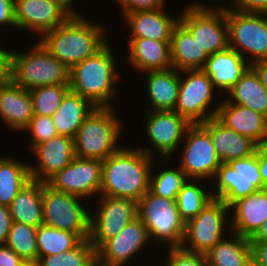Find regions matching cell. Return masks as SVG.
<instances>
[{
	"mask_svg": "<svg viewBox=\"0 0 267 266\" xmlns=\"http://www.w3.org/2000/svg\"><path fill=\"white\" fill-rule=\"evenodd\" d=\"M110 44L70 69V90L95 107H113L112 101L118 93L115 91L121 75Z\"/></svg>",
	"mask_w": 267,
	"mask_h": 266,
	"instance_id": "3957f363",
	"label": "cell"
},
{
	"mask_svg": "<svg viewBox=\"0 0 267 266\" xmlns=\"http://www.w3.org/2000/svg\"><path fill=\"white\" fill-rule=\"evenodd\" d=\"M106 26L75 12L65 23L39 37L41 45L69 69L95 55L109 41Z\"/></svg>",
	"mask_w": 267,
	"mask_h": 266,
	"instance_id": "6da1fadb",
	"label": "cell"
},
{
	"mask_svg": "<svg viewBox=\"0 0 267 266\" xmlns=\"http://www.w3.org/2000/svg\"><path fill=\"white\" fill-rule=\"evenodd\" d=\"M92 266H106V265L100 264L98 261H96Z\"/></svg>",
	"mask_w": 267,
	"mask_h": 266,
	"instance_id": "db71d44e",
	"label": "cell"
},
{
	"mask_svg": "<svg viewBox=\"0 0 267 266\" xmlns=\"http://www.w3.org/2000/svg\"><path fill=\"white\" fill-rule=\"evenodd\" d=\"M179 22L209 55L229 47L225 5L210 8L202 1L193 2L180 12Z\"/></svg>",
	"mask_w": 267,
	"mask_h": 266,
	"instance_id": "ba28073f",
	"label": "cell"
},
{
	"mask_svg": "<svg viewBox=\"0 0 267 266\" xmlns=\"http://www.w3.org/2000/svg\"><path fill=\"white\" fill-rule=\"evenodd\" d=\"M213 180V198L223 200L229 207L254 191L264 189L259 172L258 148L251 156L222 163Z\"/></svg>",
	"mask_w": 267,
	"mask_h": 266,
	"instance_id": "8fae6325",
	"label": "cell"
},
{
	"mask_svg": "<svg viewBox=\"0 0 267 266\" xmlns=\"http://www.w3.org/2000/svg\"><path fill=\"white\" fill-rule=\"evenodd\" d=\"M250 67L236 50H225L210 54L202 70L210 77L217 93L228 92Z\"/></svg>",
	"mask_w": 267,
	"mask_h": 266,
	"instance_id": "cb8c5ba5",
	"label": "cell"
},
{
	"mask_svg": "<svg viewBox=\"0 0 267 266\" xmlns=\"http://www.w3.org/2000/svg\"><path fill=\"white\" fill-rule=\"evenodd\" d=\"M250 241H267V219L258 231L249 239Z\"/></svg>",
	"mask_w": 267,
	"mask_h": 266,
	"instance_id": "816d5d0a",
	"label": "cell"
},
{
	"mask_svg": "<svg viewBox=\"0 0 267 266\" xmlns=\"http://www.w3.org/2000/svg\"><path fill=\"white\" fill-rule=\"evenodd\" d=\"M200 125L210 134L214 149L222 163L251 156L259 147L250 138L226 128L215 117Z\"/></svg>",
	"mask_w": 267,
	"mask_h": 266,
	"instance_id": "d4e9b609",
	"label": "cell"
},
{
	"mask_svg": "<svg viewBox=\"0 0 267 266\" xmlns=\"http://www.w3.org/2000/svg\"><path fill=\"white\" fill-rule=\"evenodd\" d=\"M75 12L66 0H14L16 28L40 37L65 23Z\"/></svg>",
	"mask_w": 267,
	"mask_h": 266,
	"instance_id": "2e32d148",
	"label": "cell"
},
{
	"mask_svg": "<svg viewBox=\"0 0 267 266\" xmlns=\"http://www.w3.org/2000/svg\"><path fill=\"white\" fill-rule=\"evenodd\" d=\"M30 181L29 165L25 161L0 156V205L9 207L18 192Z\"/></svg>",
	"mask_w": 267,
	"mask_h": 266,
	"instance_id": "d6a6232c",
	"label": "cell"
},
{
	"mask_svg": "<svg viewBox=\"0 0 267 266\" xmlns=\"http://www.w3.org/2000/svg\"><path fill=\"white\" fill-rule=\"evenodd\" d=\"M9 208L13 222L35 228L43 224L42 182L31 180L18 192Z\"/></svg>",
	"mask_w": 267,
	"mask_h": 266,
	"instance_id": "1f68e13d",
	"label": "cell"
},
{
	"mask_svg": "<svg viewBox=\"0 0 267 266\" xmlns=\"http://www.w3.org/2000/svg\"><path fill=\"white\" fill-rule=\"evenodd\" d=\"M121 5L122 15L137 11L155 10L166 6V0H116Z\"/></svg>",
	"mask_w": 267,
	"mask_h": 266,
	"instance_id": "b9f144b4",
	"label": "cell"
},
{
	"mask_svg": "<svg viewBox=\"0 0 267 266\" xmlns=\"http://www.w3.org/2000/svg\"><path fill=\"white\" fill-rule=\"evenodd\" d=\"M177 168L159 169L158 174H150L149 190L157 196L176 200L178 193L189 179L185 173Z\"/></svg>",
	"mask_w": 267,
	"mask_h": 266,
	"instance_id": "f35d334b",
	"label": "cell"
},
{
	"mask_svg": "<svg viewBox=\"0 0 267 266\" xmlns=\"http://www.w3.org/2000/svg\"><path fill=\"white\" fill-rule=\"evenodd\" d=\"M11 26L16 29L14 20V0H0V26Z\"/></svg>",
	"mask_w": 267,
	"mask_h": 266,
	"instance_id": "bcb514c9",
	"label": "cell"
},
{
	"mask_svg": "<svg viewBox=\"0 0 267 266\" xmlns=\"http://www.w3.org/2000/svg\"><path fill=\"white\" fill-rule=\"evenodd\" d=\"M145 112L143 128L150 145L153 147L147 146V148L142 149L138 146L137 148L153 158L157 152L161 164L166 165L173 155L179 151L177 148H181L180 143L183 142L186 131L192 124L175 110H146ZM152 148L155 153H153Z\"/></svg>",
	"mask_w": 267,
	"mask_h": 266,
	"instance_id": "4fadbf2b",
	"label": "cell"
},
{
	"mask_svg": "<svg viewBox=\"0 0 267 266\" xmlns=\"http://www.w3.org/2000/svg\"><path fill=\"white\" fill-rule=\"evenodd\" d=\"M37 228L18 222H12L7 240L4 243L10 247L30 266H33L38 260Z\"/></svg>",
	"mask_w": 267,
	"mask_h": 266,
	"instance_id": "d590c367",
	"label": "cell"
},
{
	"mask_svg": "<svg viewBox=\"0 0 267 266\" xmlns=\"http://www.w3.org/2000/svg\"><path fill=\"white\" fill-rule=\"evenodd\" d=\"M82 200V201H81ZM85 199L54 190L42 182L43 224L89 239L91 209ZM85 205V206H84Z\"/></svg>",
	"mask_w": 267,
	"mask_h": 266,
	"instance_id": "52a82bcc",
	"label": "cell"
},
{
	"mask_svg": "<svg viewBox=\"0 0 267 266\" xmlns=\"http://www.w3.org/2000/svg\"><path fill=\"white\" fill-rule=\"evenodd\" d=\"M0 266H30L10 247L0 244Z\"/></svg>",
	"mask_w": 267,
	"mask_h": 266,
	"instance_id": "ee69618b",
	"label": "cell"
},
{
	"mask_svg": "<svg viewBox=\"0 0 267 266\" xmlns=\"http://www.w3.org/2000/svg\"><path fill=\"white\" fill-rule=\"evenodd\" d=\"M229 47L252 65L267 60V14L245 13L226 7Z\"/></svg>",
	"mask_w": 267,
	"mask_h": 266,
	"instance_id": "30bf717a",
	"label": "cell"
},
{
	"mask_svg": "<svg viewBox=\"0 0 267 266\" xmlns=\"http://www.w3.org/2000/svg\"><path fill=\"white\" fill-rule=\"evenodd\" d=\"M150 241L147 228L137 217L96 251L97 261L106 266H125Z\"/></svg>",
	"mask_w": 267,
	"mask_h": 266,
	"instance_id": "ac0fdd59",
	"label": "cell"
},
{
	"mask_svg": "<svg viewBox=\"0 0 267 266\" xmlns=\"http://www.w3.org/2000/svg\"><path fill=\"white\" fill-rule=\"evenodd\" d=\"M137 217L147 228L151 241L167 247L181 246L185 222L180 218L176 200L154 195L149 190L137 202Z\"/></svg>",
	"mask_w": 267,
	"mask_h": 266,
	"instance_id": "8992f818",
	"label": "cell"
},
{
	"mask_svg": "<svg viewBox=\"0 0 267 266\" xmlns=\"http://www.w3.org/2000/svg\"><path fill=\"white\" fill-rule=\"evenodd\" d=\"M8 77V50L0 46V82Z\"/></svg>",
	"mask_w": 267,
	"mask_h": 266,
	"instance_id": "f907efd6",
	"label": "cell"
},
{
	"mask_svg": "<svg viewBox=\"0 0 267 266\" xmlns=\"http://www.w3.org/2000/svg\"><path fill=\"white\" fill-rule=\"evenodd\" d=\"M78 1V0H77ZM66 2L76 11V12H78V9H76V8H74L73 7V3L75 2L76 3V1L75 0H66Z\"/></svg>",
	"mask_w": 267,
	"mask_h": 266,
	"instance_id": "f5cc1de1",
	"label": "cell"
},
{
	"mask_svg": "<svg viewBox=\"0 0 267 266\" xmlns=\"http://www.w3.org/2000/svg\"><path fill=\"white\" fill-rule=\"evenodd\" d=\"M226 7L245 13L267 14V0H230Z\"/></svg>",
	"mask_w": 267,
	"mask_h": 266,
	"instance_id": "7bdbcfd3",
	"label": "cell"
},
{
	"mask_svg": "<svg viewBox=\"0 0 267 266\" xmlns=\"http://www.w3.org/2000/svg\"><path fill=\"white\" fill-rule=\"evenodd\" d=\"M250 67L257 73L260 82L267 90V60H260L253 63Z\"/></svg>",
	"mask_w": 267,
	"mask_h": 266,
	"instance_id": "681fc988",
	"label": "cell"
},
{
	"mask_svg": "<svg viewBox=\"0 0 267 266\" xmlns=\"http://www.w3.org/2000/svg\"><path fill=\"white\" fill-rule=\"evenodd\" d=\"M202 179H188L177 195L176 205L180 218L186 223L213 199L212 190L202 186ZM207 189V190H205Z\"/></svg>",
	"mask_w": 267,
	"mask_h": 266,
	"instance_id": "836d02e7",
	"label": "cell"
},
{
	"mask_svg": "<svg viewBox=\"0 0 267 266\" xmlns=\"http://www.w3.org/2000/svg\"><path fill=\"white\" fill-rule=\"evenodd\" d=\"M165 6L155 10L137 11L123 15L131 33L127 43L132 38H147L158 41H170L174 27L179 23V15H169Z\"/></svg>",
	"mask_w": 267,
	"mask_h": 266,
	"instance_id": "7402d4cb",
	"label": "cell"
},
{
	"mask_svg": "<svg viewBox=\"0 0 267 266\" xmlns=\"http://www.w3.org/2000/svg\"><path fill=\"white\" fill-rule=\"evenodd\" d=\"M258 161L259 172L264 184V188L267 189V145L258 147Z\"/></svg>",
	"mask_w": 267,
	"mask_h": 266,
	"instance_id": "c3c4849f",
	"label": "cell"
},
{
	"mask_svg": "<svg viewBox=\"0 0 267 266\" xmlns=\"http://www.w3.org/2000/svg\"><path fill=\"white\" fill-rule=\"evenodd\" d=\"M38 258L66 252L76 247L82 239L68 232L41 224L36 230Z\"/></svg>",
	"mask_w": 267,
	"mask_h": 266,
	"instance_id": "e575fe53",
	"label": "cell"
},
{
	"mask_svg": "<svg viewBox=\"0 0 267 266\" xmlns=\"http://www.w3.org/2000/svg\"><path fill=\"white\" fill-rule=\"evenodd\" d=\"M170 57L172 67L178 71L202 70L209 54L179 22L172 32Z\"/></svg>",
	"mask_w": 267,
	"mask_h": 266,
	"instance_id": "83f0119b",
	"label": "cell"
},
{
	"mask_svg": "<svg viewBox=\"0 0 267 266\" xmlns=\"http://www.w3.org/2000/svg\"><path fill=\"white\" fill-rule=\"evenodd\" d=\"M69 91V84L40 86L29 90L34 115L51 117Z\"/></svg>",
	"mask_w": 267,
	"mask_h": 266,
	"instance_id": "74e56055",
	"label": "cell"
},
{
	"mask_svg": "<svg viewBox=\"0 0 267 266\" xmlns=\"http://www.w3.org/2000/svg\"><path fill=\"white\" fill-rule=\"evenodd\" d=\"M252 266H267V241H250Z\"/></svg>",
	"mask_w": 267,
	"mask_h": 266,
	"instance_id": "f6af8a7d",
	"label": "cell"
},
{
	"mask_svg": "<svg viewBox=\"0 0 267 266\" xmlns=\"http://www.w3.org/2000/svg\"><path fill=\"white\" fill-rule=\"evenodd\" d=\"M33 116L29 90L16 85L9 77L0 82V120L5 126L22 132Z\"/></svg>",
	"mask_w": 267,
	"mask_h": 266,
	"instance_id": "603a6c76",
	"label": "cell"
},
{
	"mask_svg": "<svg viewBox=\"0 0 267 266\" xmlns=\"http://www.w3.org/2000/svg\"><path fill=\"white\" fill-rule=\"evenodd\" d=\"M54 190L82 199L99 196L102 186V160L75 157L45 182Z\"/></svg>",
	"mask_w": 267,
	"mask_h": 266,
	"instance_id": "e0dca14e",
	"label": "cell"
},
{
	"mask_svg": "<svg viewBox=\"0 0 267 266\" xmlns=\"http://www.w3.org/2000/svg\"><path fill=\"white\" fill-rule=\"evenodd\" d=\"M96 261V249L86 239L69 251L38 258L33 266H92Z\"/></svg>",
	"mask_w": 267,
	"mask_h": 266,
	"instance_id": "8d00e7d4",
	"label": "cell"
},
{
	"mask_svg": "<svg viewBox=\"0 0 267 266\" xmlns=\"http://www.w3.org/2000/svg\"><path fill=\"white\" fill-rule=\"evenodd\" d=\"M146 75L148 111L175 110L180 86V71L173 67L166 70L144 72ZM151 105V106H150Z\"/></svg>",
	"mask_w": 267,
	"mask_h": 266,
	"instance_id": "4316f807",
	"label": "cell"
},
{
	"mask_svg": "<svg viewBox=\"0 0 267 266\" xmlns=\"http://www.w3.org/2000/svg\"><path fill=\"white\" fill-rule=\"evenodd\" d=\"M215 118L226 128L250 138L259 147L267 145V117L261 113L225 99L219 100Z\"/></svg>",
	"mask_w": 267,
	"mask_h": 266,
	"instance_id": "ffe728a7",
	"label": "cell"
},
{
	"mask_svg": "<svg viewBox=\"0 0 267 266\" xmlns=\"http://www.w3.org/2000/svg\"><path fill=\"white\" fill-rule=\"evenodd\" d=\"M229 215L230 207L223 200L213 198L196 217L185 223L181 246L189 251L206 254L230 234L228 232V230L231 231Z\"/></svg>",
	"mask_w": 267,
	"mask_h": 266,
	"instance_id": "9c48e42d",
	"label": "cell"
},
{
	"mask_svg": "<svg viewBox=\"0 0 267 266\" xmlns=\"http://www.w3.org/2000/svg\"><path fill=\"white\" fill-rule=\"evenodd\" d=\"M165 266H207L205 254L189 251L182 246L167 247Z\"/></svg>",
	"mask_w": 267,
	"mask_h": 266,
	"instance_id": "60d3db41",
	"label": "cell"
},
{
	"mask_svg": "<svg viewBox=\"0 0 267 266\" xmlns=\"http://www.w3.org/2000/svg\"><path fill=\"white\" fill-rule=\"evenodd\" d=\"M98 206L91 212L89 241L96 251L137 218V202L120 197L99 195Z\"/></svg>",
	"mask_w": 267,
	"mask_h": 266,
	"instance_id": "9a60e30c",
	"label": "cell"
},
{
	"mask_svg": "<svg viewBox=\"0 0 267 266\" xmlns=\"http://www.w3.org/2000/svg\"><path fill=\"white\" fill-rule=\"evenodd\" d=\"M20 53L8 48V77L25 90L69 84L70 69L52 56L39 41Z\"/></svg>",
	"mask_w": 267,
	"mask_h": 266,
	"instance_id": "277c9868",
	"label": "cell"
},
{
	"mask_svg": "<svg viewBox=\"0 0 267 266\" xmlns=\"http://www.w3.org/2000/svg\"><path fill=\"white\" fill-rule=\"evenodd\" d=\"M114 107H96L79 127L74 141L79 158L106 160L121 147L123 120Z\"/></svg>",
	"mask_w": 267,
	"mask_h": 266,
	"instance_id": "5b68a950",
	"label": "cell"
},
{
	"mask_svg": "<svg viewBox=\"0 0 267 266\" xmlns=\"http://www.w3.org/2000/svg\"><path fill=\"white\" fill-rule=\"evenodd\" d=\"M127 64L136 71L148 72L166 70L172 67L170 41H158L147 38H132L127 43Z\"/></svg>",
	"mask_w": 267,
	"mask_h": 266,
	"instance_id": "484cf974",
	"label": "cell"
},
{
	"mask_svg": "<svg viewBox=\"0 0 267 266\" xmlns=\"http://www.w3.org/2000/svg\"><path fill=\"white\" fill-rule=\"evenodd\" d=\"M154 159L137 147L122 146L102 161L100 195L138 202L149 191Z\"/></svg>",
	"mask_w": 267,
	"mask_h": 266,
	"instance_id": "7a4b0ae2",
	"label": "cell"
},
{
	"mask_svg": "<svg viewBox=\"0 0 267 266\" xmlns=\"http://www.w3.org/2000/svg\"><path fill=\"white\" fill-rule=\"evenodd\" d=\"M95 108L89 100L70 90L51 116L52 122L59 135L74 138L83 121Z\"/></svg>",
	"mask_w": 267,
	"mask_h": 266,
	"instance_id": "f1b7e54d",
	"label": "cell"
},
{
	"mask_svg": "<svg viewBox=\"0 0 267 266\" xmlns=\"http://www.w3.org/2000/svg\"><path fill=\"white\" fill-rule=\"evenodd\" d=\"M30 152L37 158V165L29 164L31 180L43 183L76 157L73 138L59 134L35 146Z\"/></svg>",
	"mask_w": 267,
	"mask_h": 266,
	"instance_id": "d6986e66",
	"label": "cell"
},
{
	"mask_svg": "<svg viewBox=\"0 0 267 266\" xmlns=\"http://www.w3.org/2000/svg\"><path fill=\"white\" fill-rule=\"evenodd\" d=\"M12 217L8 206L0 205V244H4L12 225Z\"/></svg>",
	"mask_w": 267,
	"mask_h": 266,
	"instance_id": "7dc6e473",
	"label": "cell"
},
{
	"mask_svg": "<svg viewBox=\"0 0 267 266\" xmlns=\"http://www.w3.org/2000/svg\"><path fill=\"white\" fill-rule=\"evenodd\" d=\"M178 166L189 179L210 180L222 164L210 134L200 125L192 124L186 131Z\"/></svg>",
	"mask_w": 267,
	"mask_h": 266,
	"instance_id": "5bb4252c",
	"label": "cell"
},
{
	"mask_svg": "<svg viewBox=\"0 0 267 266\" xmlns=\"http://www.w3.org/2000/svg\"><path fill=\"white\" fill-rule=\"evenodd\" d=\"M24 133L28 132L29 136V150H32L40 143L53 138L58 135V132L52 122V117L34 115L28 125L22 130ZM31 138V139H30Z\"/></svg>",
	"mask_w": 267,
	"mask_h": 266,
	"instance_id": "ab89813d",
	"label": "cell"
},
{
	"mask_svg": "<svg viewBox=\"0 0 267 266\" xmlns=\"http://www.w3.org/2000/svg\"><path fill=\"white\" fill-rule=\"evenodd\" d=\"M207 266H252L249 238L230 233L206 254Z\"/></svg>",
	"mask_w": 267,
	"mask_h": 266,
	"instance_id": "f546056e",
	"label": "cell"
},
{
	"mask_svg": "<svg viewBox=\"0 0 267 266\" xmlns=\"http://www.w3.org/2000/svg\"><path fill=\"white\" fill-rule=\"evenodd\" d=\"M225 94L227 95L225 100L228 103L251 108L267 117V90L251 67Z\"/></svg>",
	"mask_w": 267,
	"mask_h": 266,
	"instance_id": "4dcf8cb0",
	"label": "cell"
},
{
	"mask_svg": "<svg viewBox=\"0 0 267 266\" xmlns=\"http://www.w3.org/2000/svg\"><path fill=\"white\" fill-rule=\"evenodd\" d=\"M216 94L210 77L203 70L180 71L175 111L191 124H201L216 116L220 104V102L217 105L213 103L216 102L214 100Z\"/></svg>",
	"mask_w": 267,
	"mask_h": 266,
	"instance_id": "7c38bea8",
	"label": "cell"
},
{
	"mask_svg": "<svg viewBox=\"0 0 267 266\" xmlns=\"http://www.w3.org/2000/svg\"><path fill=\"white\" fill-rule=\"evenodd\" d=\"M231 232L251 238L267 219V189L254 191L230 206Z\"/></svg>",
	"mask_w": 267,
	"mask_h": 266,
	"instance_id": "44dd1931",
	"label": "cell"
}]
</instances>
